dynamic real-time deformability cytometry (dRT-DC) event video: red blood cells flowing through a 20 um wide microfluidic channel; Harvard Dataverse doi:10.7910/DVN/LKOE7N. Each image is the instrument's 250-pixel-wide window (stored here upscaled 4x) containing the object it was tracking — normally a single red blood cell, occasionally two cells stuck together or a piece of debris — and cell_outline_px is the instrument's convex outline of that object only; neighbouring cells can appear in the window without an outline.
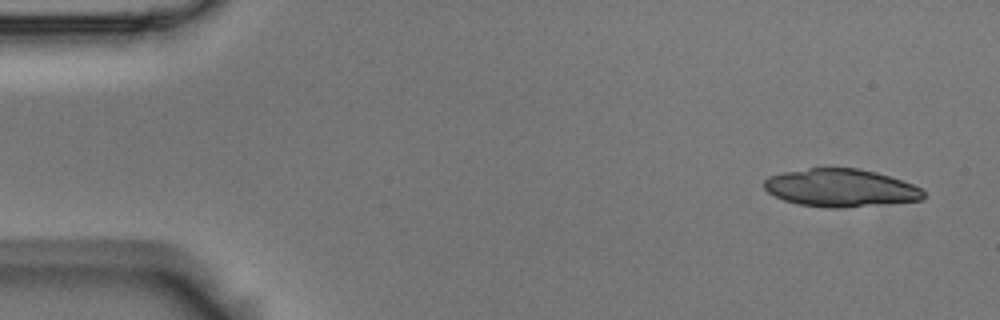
{"species": "Egyptian fruit bat (a non-hibernating species)", "species_latin": "Rousettus aegyptiacus", "temperature_condition": "room temperature", "stored_images_in_passage": 7, "camera_frame_rate_fps": 3000, "um_per_image_px": 0.085, "animal": {"sex": "male"}, "frame": {"image": 1, "passage_image": 1, "time_ms": 0.0, "image_size_px": [1000, 320], "cell_outline_px": [[928, 196], [924, 200], [844, 208], [828, 208], [796, 204], [784, 200], [768, 192], [764, 188], [764, 180], [768, 176], [784, 172], [824, 164], [856, 168], [876, 172], [912, 184], [920, 188]], "centroid_in_image_um": [71.43, 15.94], "position_along_channel_um": 13.6, "area_um2": 36.07}}
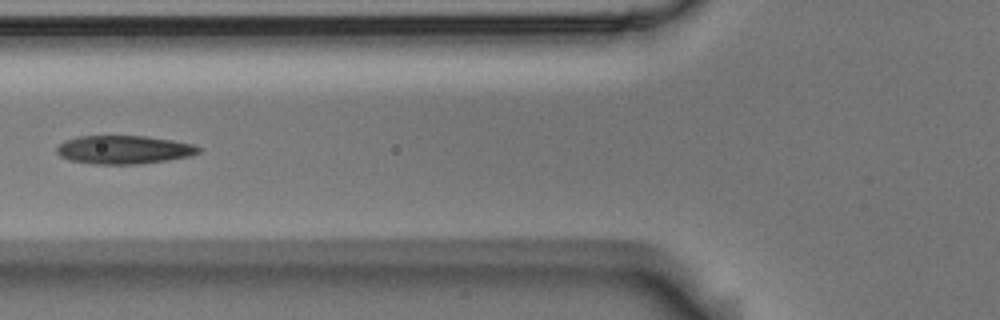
{"frame": {"image": 2, "passage_image": 6, "time_ms": 1.667, "image_size_px": [1000, 320], "cell_outline_px": [[200, 152], [192, 156], [168, 160], [140, 164], [92, 164], [68, 160], [60, 156], [56, 152], [56, 148], [64, 140], [80, 136], [148, 136], [196, 144], [200, 148]], "centroid_in_image_um": [10.54, 12.73], "position_along_channel_um": 115.3, "area_um2": 23.76}}
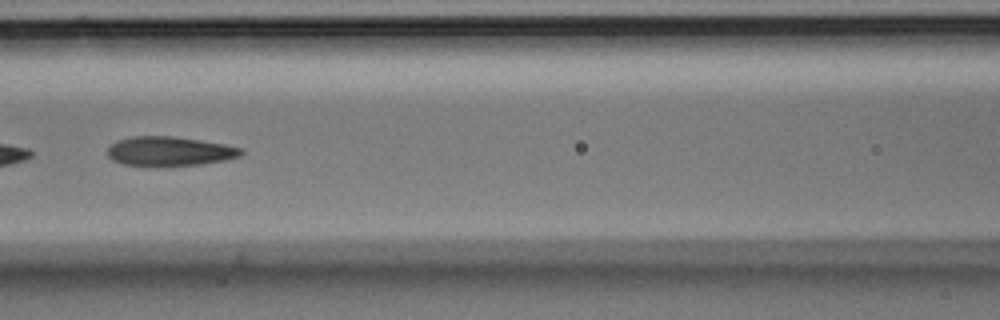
{"frame": {"image": 3, "passage_image": 7, "time_ms": 2.0, "image_size_px": [1000, 320], "cell_outline_px": [[244, 152], [240, 156], [224, 160], [200, 164], [164, 168], [124, 164], [112, 160], [108, 156], [108, 148], [116, 140], [132, 136], [172, 136], [200, 140], [224, 144], [244, 148]], "centroid_in_image_um": [14.41, 12.88], "position_along_channel_um": 152.2, "area_um2": 23.35}}